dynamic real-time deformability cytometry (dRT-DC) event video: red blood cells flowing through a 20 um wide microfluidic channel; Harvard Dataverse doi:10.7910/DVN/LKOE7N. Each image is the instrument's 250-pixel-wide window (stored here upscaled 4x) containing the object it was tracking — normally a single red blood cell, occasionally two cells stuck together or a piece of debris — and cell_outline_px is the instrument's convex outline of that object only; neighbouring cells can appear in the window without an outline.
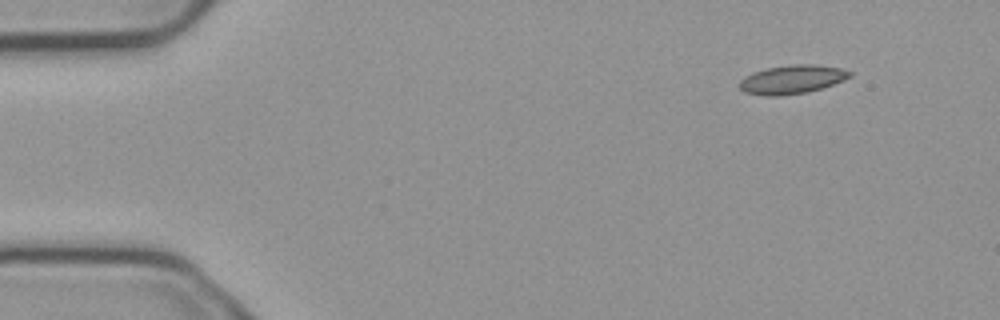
{"species": "common noctule bat (a hibernating species)", "species_latin": "Nyctalus noctula", "temperature_condition": "cold", "stored_images_in_passage": 6, "segment_of_instrument_passage": [2, 2], "camera_frame_rate_fps": 3000, "um_per_image_px": 0.085, "animal": {"sex": "male", "body_mass_g": 23.1, "forearm_length_mm": 52.7}, "frame": {"image": 1, "passage_image": 6, "time_ms": 1.667, "image_size_px": [1000, 320], "cell_outline_px": [[852, 76], [832, 84], [808, 92], [780, 96], [764, 96], [744, 92], [740, 88], [740, 80], [744, 76], [752, 72], [768, 68], [796, 64], [816, 64], [840, 68], [852, 72]], "centroid_in_image_um": [67.3, 6.75], "position_along_channel_um": 17.7, "area_um2": 18.38}}